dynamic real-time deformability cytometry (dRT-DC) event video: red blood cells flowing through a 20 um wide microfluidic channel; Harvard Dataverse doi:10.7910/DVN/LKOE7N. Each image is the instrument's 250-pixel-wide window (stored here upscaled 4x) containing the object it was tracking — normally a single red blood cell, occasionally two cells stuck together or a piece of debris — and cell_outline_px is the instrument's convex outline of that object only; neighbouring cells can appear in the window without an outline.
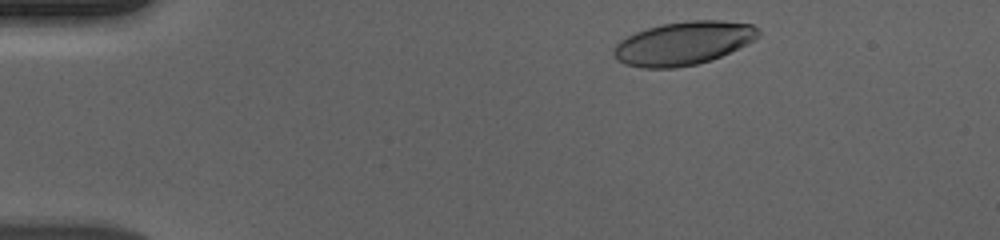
{"species": "human", "species_latin": "Homo sapiens", "temperature_condition": "cold", "stored_images_in_passage": 50, "camera_frame_rate_fps": 3000, "um_per_image_px": 0.085, "donor": {"sex": "male"}, "frame": {"image": 1, "passage_image": 3, "time_ms": 0.667, "image_size_px": [1000, 240], "cell_outline_px": [[760, 36], [748, 44], [712, 60], [696, 64], [676, 68], [640, 68], [624, 64], [616, 60], [612, 56], [612, 48], [620, 40], [636, 32], [648, 28], [664, 24], [688, 20], [720, 20], [752, 24], [760, 32]], "centroid_in_image_um": [58.07, 3.69], "position_along_channel_um": 26.9, "area_um2": 36.82}}
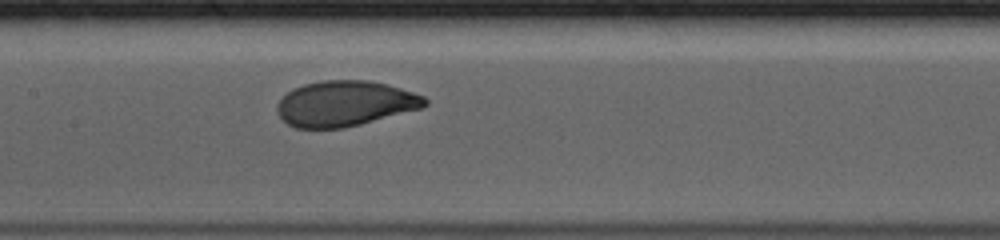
{"frame": {"image": 2, "passage_image": 22, "time_ms": 7.0, "image_size_px": [1000, 240], "cell_outline_px": [[428, 104], [424, 108], [344, 128], [296, 128], [288, 124], [276, 112], [276, 104], [292, 88], [304, 84], [324, 80], [368, 80], [388, 84], [424, 96], [428, 100]], "centroid_in_image_um": [29.34, 8.8], "position_along_channel_um": 178.1, "area_um2": 39.25}}
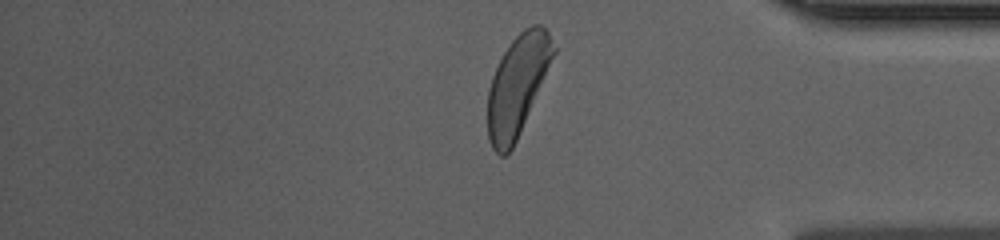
{"frame": {"image": 3, "passage_image": 41, "time_ms": 13.333, "image_size_px": [1000, 240], "cell_outline_px": [[556, 52], [516, 140], [512, 148], [504, 156], [500, 156], [492, 148], [488, 140], [488, 88], [492, 76], [504, 52], [512, 40], [524, 28], [532, 24], [540, 24], [548, 32], [556, 48]], "centroid_in_image_um": [43.97, 7.23], "position_along_channel_um": 391.2, "area_um2": 37.8}, "authors_computed_cell_mechanics": {"area_um2": 39.015, "velocity_mm_per_s": 3.6557, "shape_relaxation_time_tau1_ms": 3.349, "shape_relaxation_time_tau2_ms": null, "deformation_change_tau1": 0.1701, "deformation_change_tau2": null}}